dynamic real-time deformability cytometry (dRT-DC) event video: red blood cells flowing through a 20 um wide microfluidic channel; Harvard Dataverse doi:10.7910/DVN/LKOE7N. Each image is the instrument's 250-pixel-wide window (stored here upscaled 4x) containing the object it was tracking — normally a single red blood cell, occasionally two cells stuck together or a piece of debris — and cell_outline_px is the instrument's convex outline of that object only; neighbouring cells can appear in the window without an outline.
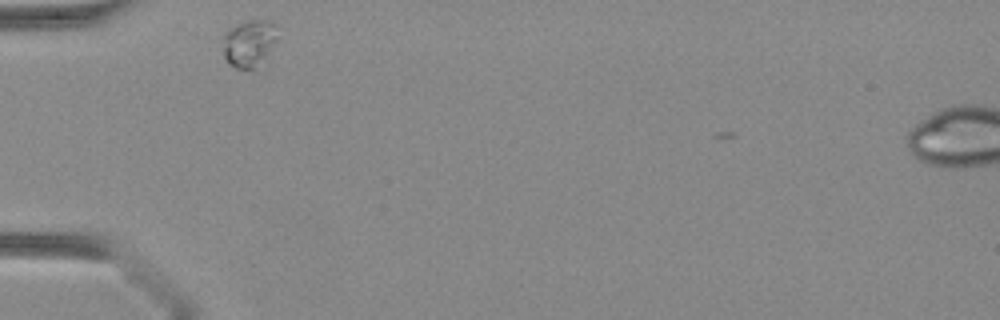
{"species": "Egyptian fruit bat (a non-hibernating species)", "species_latin": "Rousettus aegyptiacus", "temperature_condition": "warm", "stored_images_in_passage": 24, "camera_frame_rate_fps": 3000, "um_per_image_px": 0.085, "animal": {"sex": "female"}, "frame": {"image": 1, "passage_image": 1, "time_ms": 0.0, "image_size_px": [1000, 320], "cell_outline_px": [[276, 40], [256, 68], [252, 72], [236, 68], [224, 56], [220, 36], [224, 32], [248, 20], [272, 20], [276, 24]], "centroid_in_image_um": [21.13, 3.67], "position_along_channel_um": 63.9, "area_um2": 15.03}}
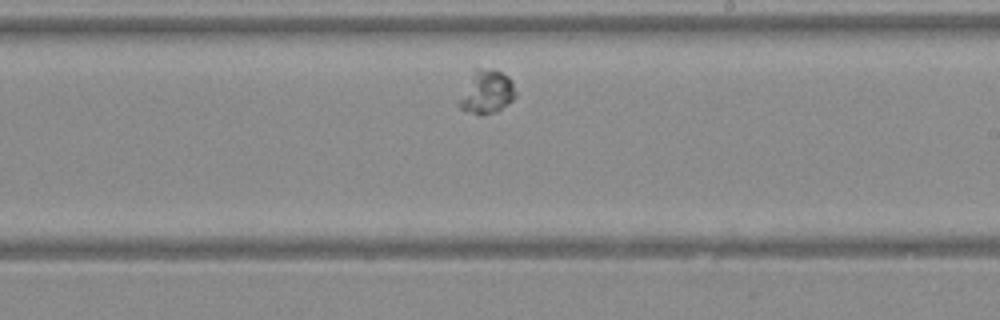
{"frame": {"image": 2, "passage_image": 14, "time_ms": 4.333, "image_size_px": [1000, 320], "cell_outline_px": [[516, 96], [508, 104], [496, 112], [484, 116], [480, 116], [464, 112], [456, 104], [456, 100], [476, 68], [492, 68], [508, 76], [512, 80], [516, 92]], "centroid_in_image_um": [41.33, 7.86], "position_along_channel_um": 247.7, "area_um2": 14.74}}
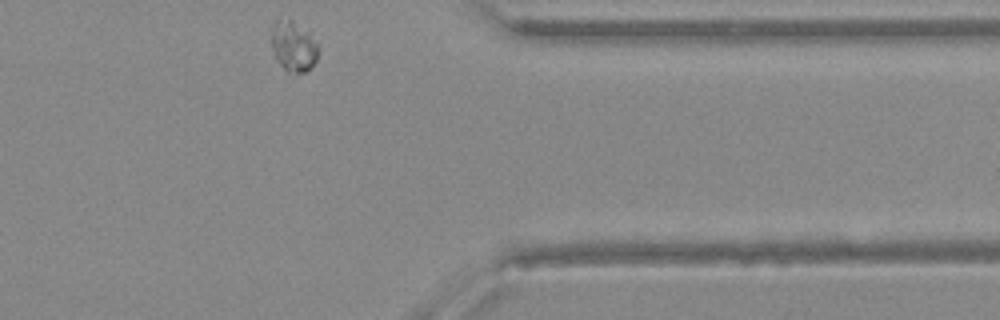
{"frame": {"image": 3, "passage_image": 24, "time_ms": 7.667, "image_size_px": [1000, 320], "cell_outline_px": [[320, 44], [316, 60], [304, 72], [288, 72], [276, 60], [272, 48], [272, 20], [288, 20], [312, 32], [320, 40]], "centroid_in_image_um": [24.99, 3.9], "position_along_channel_um": 386.4, "area_um2": 13.93}}